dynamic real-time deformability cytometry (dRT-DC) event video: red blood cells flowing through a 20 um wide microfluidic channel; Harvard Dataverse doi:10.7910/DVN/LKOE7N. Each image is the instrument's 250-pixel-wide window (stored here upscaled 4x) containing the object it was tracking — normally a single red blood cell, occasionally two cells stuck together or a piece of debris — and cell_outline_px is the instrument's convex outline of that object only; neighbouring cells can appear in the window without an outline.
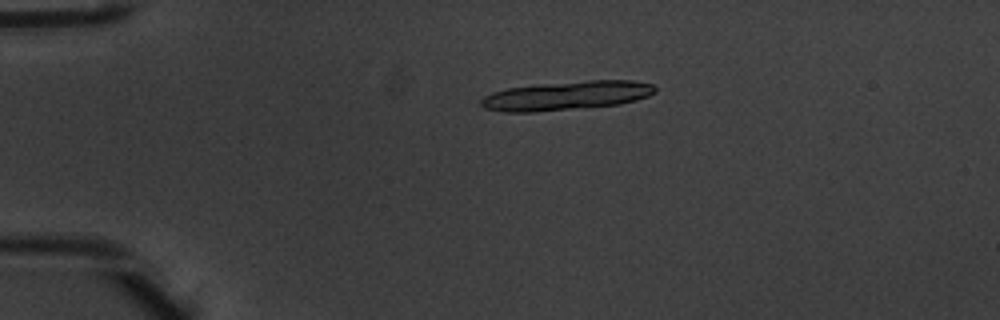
{"species": "common noctule bat (a hibernating species)", "species_latin": "Nyctalus noctula", "temperature_condition": "warm", "stored_images_in_passage": 7, "segment_of_instrument_passage": [1, 2], "camera_frame_rate_fps": 3000, "um_per_image_px": 0.085, "animal": {"sex": "male", "body_mass_g": 20.1, "forearm_length_mm": 53.5}, "frame": {"image": 1, "passage_image": 4, "time_ms": 1.0, "image_size_px": [1000, 320], "cell_outline_px": [[656, 92], [648, 96], [636, 100], [620, 104], [532, 112], [504, 112], [484, 108], [480, 104], [480, 100], [484, 96], [492, 92], [508, 88], [540, 84], [588, 80], [632, 80], [652, 84], [656, 88]], "centroid_in_image_um": [48.15, 8.12], "position_along_channel_um": 36.8, "area_um2": 29.25}}